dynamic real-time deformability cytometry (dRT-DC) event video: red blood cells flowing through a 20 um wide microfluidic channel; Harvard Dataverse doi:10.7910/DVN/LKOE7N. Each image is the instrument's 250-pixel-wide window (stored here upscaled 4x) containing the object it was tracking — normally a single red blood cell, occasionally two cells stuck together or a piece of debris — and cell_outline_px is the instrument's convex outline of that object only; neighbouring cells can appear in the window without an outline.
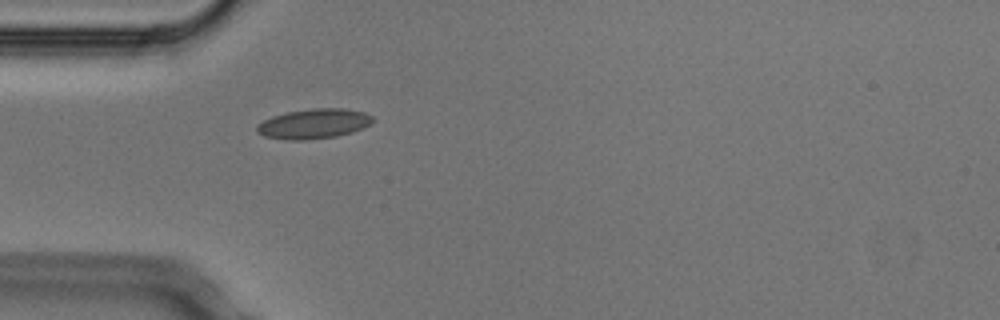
{"species": "Egyptian fruit bat (a non-hibernating species)", "species_latin": "Rousettus aegyptiacus", "temperature_condition": "cold", "stored_images_in_passage": 1, "camera_frame_rate_fps": 3000, "um_per_image_px": 0.085, "animal": {"sex": "male"}, "frame": {"image": 1, "passage_image": 1, "time_ms": 0.0, "image_size_px": [1000, 320], "cell_outline_px": [[376, 120], [352, 132], [336, 136], [300, 140], [292, 140], [264, 136], [256, 132], [256, 124], [272, 116], [288, 112], [312, 108], [344, 108], [364, 112], [372, 116]], "centroid_in_image_um": [26.65, 10.5], "position_along_channel_um": 58.3, "area_um2": 20.0}}